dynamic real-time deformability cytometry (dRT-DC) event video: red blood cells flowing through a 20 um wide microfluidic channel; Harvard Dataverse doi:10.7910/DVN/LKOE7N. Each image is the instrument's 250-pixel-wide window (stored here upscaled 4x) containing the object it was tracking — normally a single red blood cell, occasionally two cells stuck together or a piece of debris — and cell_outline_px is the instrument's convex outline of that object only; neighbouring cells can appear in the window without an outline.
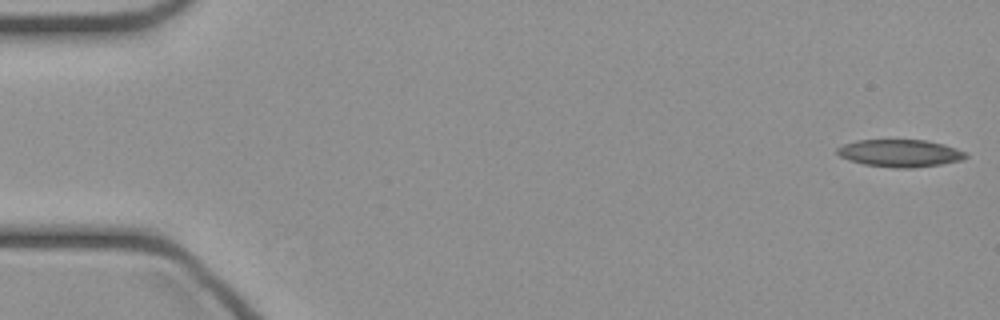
{"species": "common noctule bat (a hibernating species)", "species_latin": "Nyctalus noctula", "temperature_condition": "cold", "stored_images_in_passage": 46, "camera_frame_rate_fps": 3000, "um_per_image_px": 0.085, "animal": {"sex": "female", "body_mass_g": 21.9}, "frame": {"image": 1, "passage_image": 1, "time_ms": 0.0, "image_size_px": [1000, 320], "cell_outline_px": [[968, 156], [960, 160], [940, 164], [912, 168], [896, 168], [864, 164], [848, 160], [840, 156], [836, 152], [836, 148], [844, 144], [856, 140], [928, 140], [944, 144], [968, 152]], "centroid_in_image_um": [76.5, 13.01], "position_along_channel_um": 8.5, "area_um2": 20.58}}
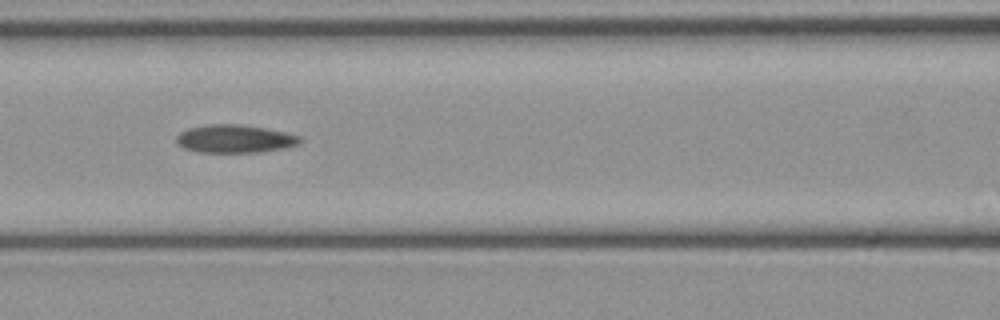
{"frame": {"image": 2, "passage_image": 20, "time_ms": 6.333, "image_size_px": [1000, 320], "cell_outline_px": [[304, 140], [300, 144], [288, 148], [260, 152], [200, 152], [184, 148], [176, 144], [176, 136], [180, 132], [188, 128], [208, 124], [240, 124], [264, 128], [284, 132], [300, 136]], "centroid_in_image_um": [19.98, 11.8], "position_along_channel_um": 146.6, "area_um2": 20.4}}
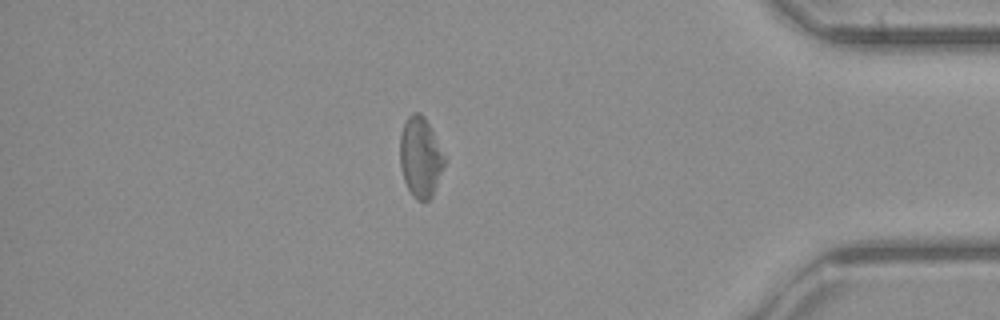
{"frame": {"image": 3, "passage_image": 40, "time_ms": 13.0, "image_size_px": [1000, 320], "cell_outline_px": [[448, 160], [432, 196], [428, 200], [416, 200], [412, 196], [404, 180], [400, 164], [400, 136], [404, 120], [412, 112], [420, 112], [424, 116]], "centroid_in_image_um": [35.75, 13.35], "position_along_channel_um": 399.4, "area_um2": 21.1}}